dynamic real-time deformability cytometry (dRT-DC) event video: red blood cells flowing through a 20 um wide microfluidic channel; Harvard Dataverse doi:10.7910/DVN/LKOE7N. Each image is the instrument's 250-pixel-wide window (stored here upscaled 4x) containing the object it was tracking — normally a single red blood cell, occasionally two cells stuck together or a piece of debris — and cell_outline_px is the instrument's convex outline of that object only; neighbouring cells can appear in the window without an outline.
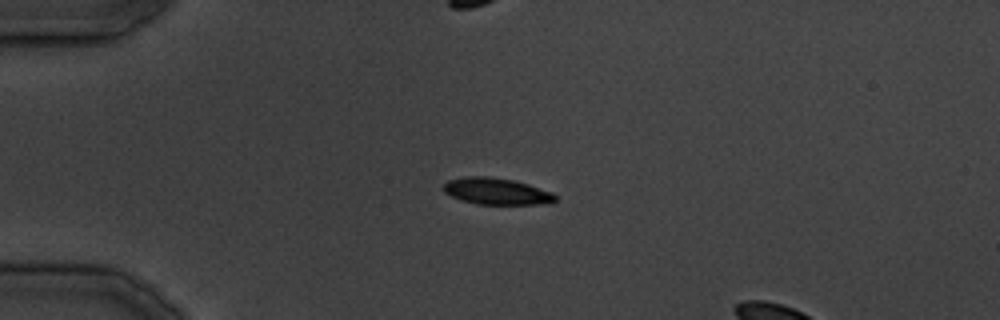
{"species": "common noctule bat (a hibernating species)", "species_latin": "Nyctalus noctula", "temperature_condition": "cold", "stored_images_in_passage": 8, "camera_frame_rate_fps": 3000, "um_per_image_px": 0.085, "animal": {"sex": "male", "body_mass_g": 19.5, "forearm_length_mm": 54.6}, "frame": {"image": 1, "passage_image": 5, "time_ms": 5.333, "image_size_px": [1000, 320], "cell_outline_px": [[556, 200], [552, 204], [476, 204], [460, 200], [444, 192], [440, 188], [448, 180], [468, 176], [488, 176], [512, 180], [528, 184], [552, 192], [556, 196]], "centroid_in_image_um": [42.19, 16.26], "position_along_channel_um": 42.8, "area_um2": 17.46}}